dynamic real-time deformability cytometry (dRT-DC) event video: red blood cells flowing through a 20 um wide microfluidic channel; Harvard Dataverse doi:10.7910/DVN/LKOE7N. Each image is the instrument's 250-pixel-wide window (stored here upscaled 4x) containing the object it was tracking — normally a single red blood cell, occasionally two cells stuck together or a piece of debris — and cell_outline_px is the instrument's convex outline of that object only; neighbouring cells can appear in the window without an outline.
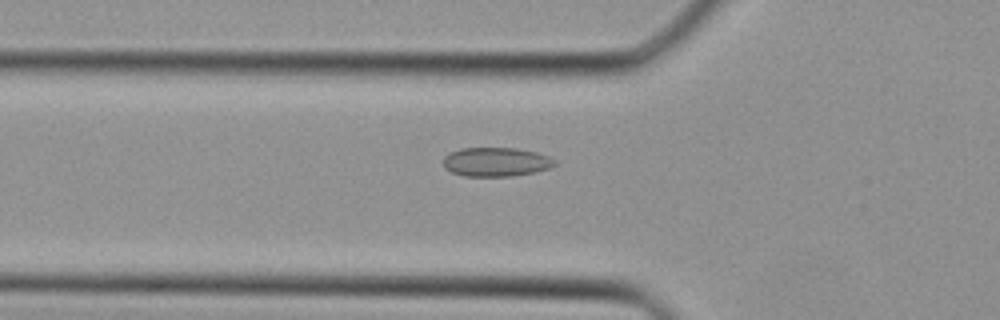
{"species": "Egyptian fruit bat (a non-hibernating species)", "species_latin": "Rousettus aegyptiacus", "temperature_condition": "cold", "stored_images_in_passage": 38, "camera_frame_rate_fps": 3000, "um_per_image_px": 0.085, "animal": {"sex": "female"}, "frame": {"image": 1, "passage_image": 13, "time_ms": 4.0, "image_size_px": [1000, 320], "cell_outline_px": [[556, 164], [548, 168], [536, 172], [512, 176], [464, 176], [452, 172], [444, 168], [444, 156], [460, 148], [516, 148], [536, 152], [548, 156], [556, 160]], "centroid_in_image_um": [42.17, 13.76], "position_along_channel_um": 83.6, "area_um2": 18.84}}
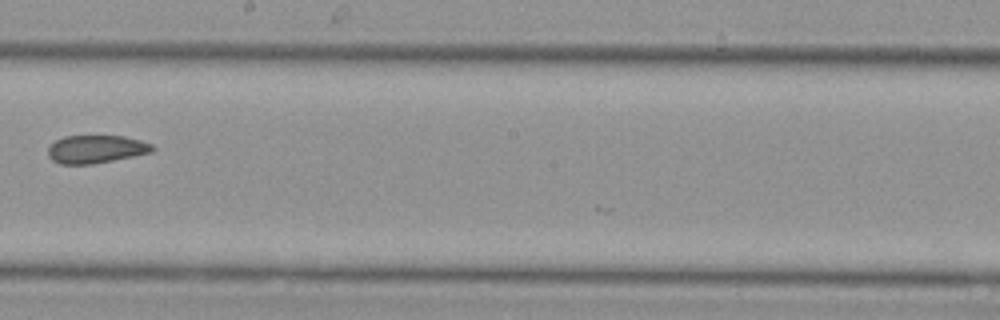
{"frame": {"image": 2, "passage_image": 22, "time_ms": 7.0, "image_size_px": [1000, 320], "cell_outline_px": [[156, 148], [152, 152], [92, 164], [60, 164], [52, 160], [48, 156], [48, 148], [56, 140], [64, 136], [124, 136], [140, 140], [152, 144]], "centroid_in_image_um": [8.16, 12.67], "position_along_channel_um": 240.0, "area_um2": 16.94}}
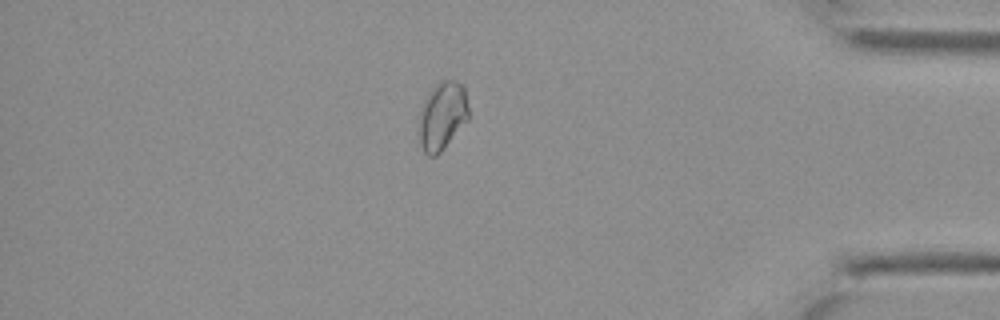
{"frame": {"image": 3, "passage_image": 33, "time_ms": 10.667, "image_size_px": [1000, 320], "cell_outline_px": [[468, 120], [444, 148], [436, 156], [428, 156], [424, 152], [420, 144], [416, 128], [420, 112], [424, 100], [428, 92], [440, 80], [456, 80], [464, 84], [468, 104]], "centroid_in_image_um": [37.57, 9.84], "position_along_channel_um": 397.6, "area_um2": 20.23}}